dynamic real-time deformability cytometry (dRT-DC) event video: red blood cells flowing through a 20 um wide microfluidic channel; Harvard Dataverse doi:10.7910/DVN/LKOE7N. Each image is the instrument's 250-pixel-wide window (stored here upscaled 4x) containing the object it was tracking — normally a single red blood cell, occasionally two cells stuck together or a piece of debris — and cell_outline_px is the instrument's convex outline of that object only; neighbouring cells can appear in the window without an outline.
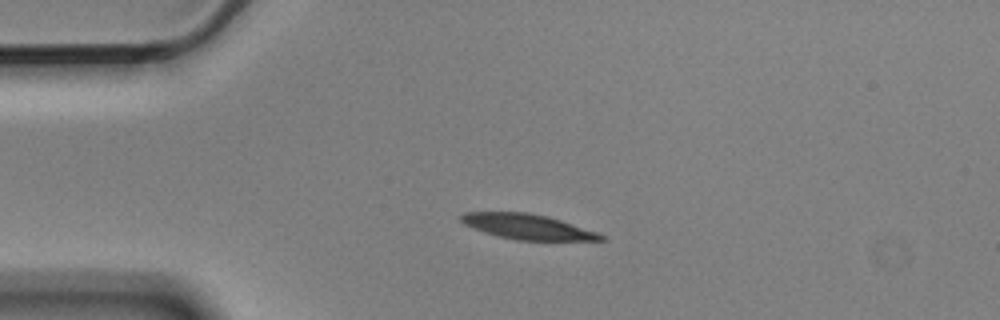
{"species": "Egyptian fruit bat (a non-hibernating species)", "species_latin": "Rousettus aegyptiacus", "temperature_condition": "cold", "stored_images_in_passage": 2, "camera_frame_rate_fps": 3000, "um_per_image_px": 0.085, "animal": {"sex": "male"}, "frame": {"image": 1, "passage_image": 1, "time_ms": 0.0, "image_size_px": [1000, 320], "cell_outline_px": [[608, 240], [516, 240], [484, 232], [464, 224], [460, 220], [460, 216], [464, 212], [528, 212], [548, 216], [600, 232]], "centroid_in_image_um": [44.89, 19.26], "position_along_channel_um": 40.1, "area_um2": 20.52}}